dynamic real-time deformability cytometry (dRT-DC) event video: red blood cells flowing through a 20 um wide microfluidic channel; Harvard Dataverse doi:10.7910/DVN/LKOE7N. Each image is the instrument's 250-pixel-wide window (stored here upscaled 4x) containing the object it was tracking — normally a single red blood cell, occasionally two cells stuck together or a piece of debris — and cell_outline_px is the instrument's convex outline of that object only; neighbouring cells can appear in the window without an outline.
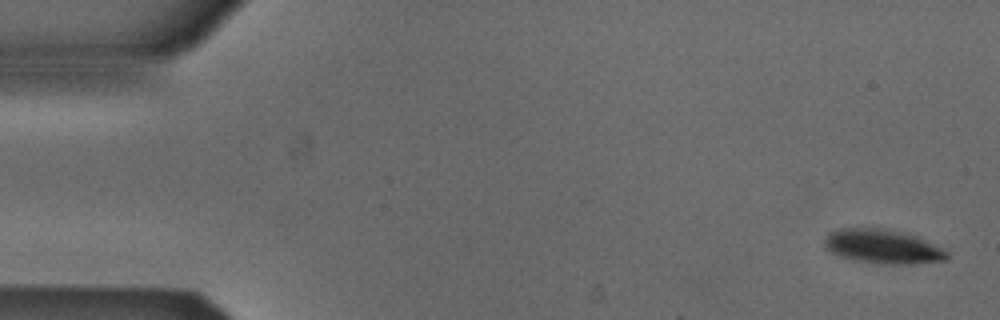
{"species": "Egyptian fruit bat (a non-hibernating species)", "species_latin": "Rousettus aegyptiacus", "temperature_condition": "cold", "stored_images_in_passage": 9, "camera_frame_rate_fps": 3000, "um_per_image_px": 0.085, "animal": {"sex": "male"}, "frame": {"image": 1, "passage_image": 1, "time_ms": 0.0, "image_size_px": [1000, 320], "cell_outline_px": [[948, 260], [912, 264], [892, 264], [856, 260], [832, 252], [824, 244], [824, 240], [828, 232], [836, 228], [884, 228], [904, 232], [916, 236], [944, 248], [948, 252]], "centroid_in_image_um": [75.08, 20.93], "position_along_channel_um": 9.9, "area_um2": 24.28}}
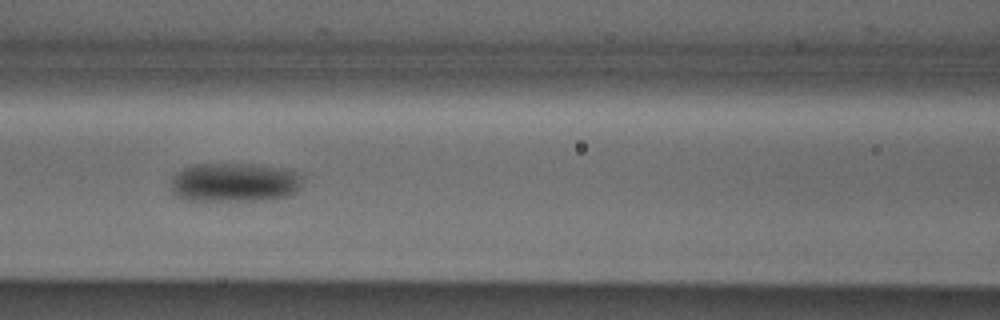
{"frame": {"image": 2, "passage_image": 7, "time_ms": 2.0, "image_size_px": [1000, 320], "cell_outline_px": [[304, 180], [296, 192], [288, 196], [264, 200], [184, 200], [176, 196], [172, 192], [172, 180], [176, 172], [184, 168], [196, 164], [252, 164], [300, 172], [304, 176]], "centroid_in_image_um": [19.95, 15.51], "position_along_channel_um": 146.6, "area_um2": 30.0}}
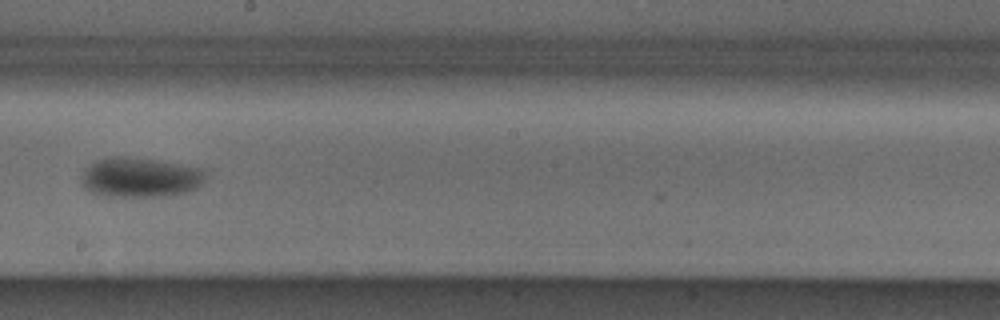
{"frame": {"image": 3, "passage_image": 9, "time_ms": 2.667, "image_size_px": [1000, 320], "cell_outline_px": [[208, 176], [204, 184], [188, 192], [160, 196], [100, 196], [84, 188], [80, 184], [80, 180], [84, 168], [96, 160], [108, 156], [124, 156], [156, 160], [208, 168]], "centroid_in_image_um": [11.96, 15.06], "position_along_channel_um": 236.2, "area_um2": 29.59}}